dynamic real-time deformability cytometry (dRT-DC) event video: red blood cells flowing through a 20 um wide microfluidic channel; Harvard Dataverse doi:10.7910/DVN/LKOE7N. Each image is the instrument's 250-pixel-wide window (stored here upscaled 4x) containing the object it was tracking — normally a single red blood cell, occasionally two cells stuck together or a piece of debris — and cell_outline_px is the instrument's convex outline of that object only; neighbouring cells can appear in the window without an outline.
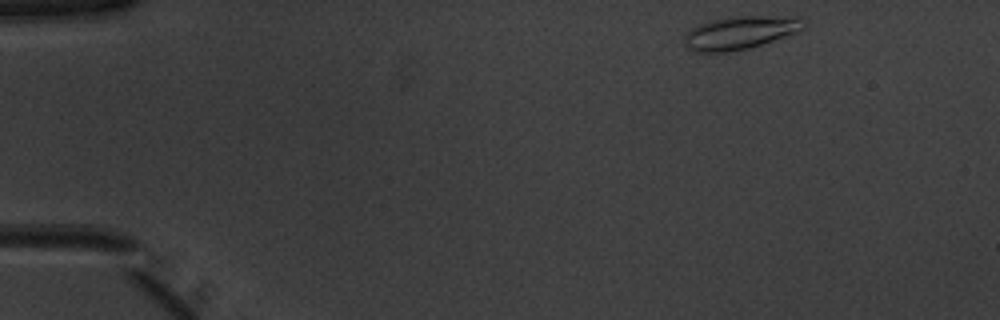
{"species": "common noctule bat (a hibernating species)", "species_latin": "Nyctalus noctula", "temperature_condition": "warm", "stored_images_in_passage": 45, "camera_frame_rate_fps": 3000, "um_per_image_px": 0.085, "animal": {"sex": "male", "body_mass_g": 20.1, "forearm_length_mm": 53.5}, "frame": {"image": 1, "passage_image": 1, "time_ms": 0.0, "image_size_px": [1000, 320], "cell_outline_px": [[808, 24], [804, 28], [796, 32], [748, 48], [728, 52], [696, 52], [688, 48], [684, 44], [684, 36], [692, 28], [700, 24], [712, 20], [736, 16], [796, 16], [804, 20]], "centroid_in_image_um": [62.93, 2.77], "position_along_channel_um": 22.1, "area_um2": 22.83}}
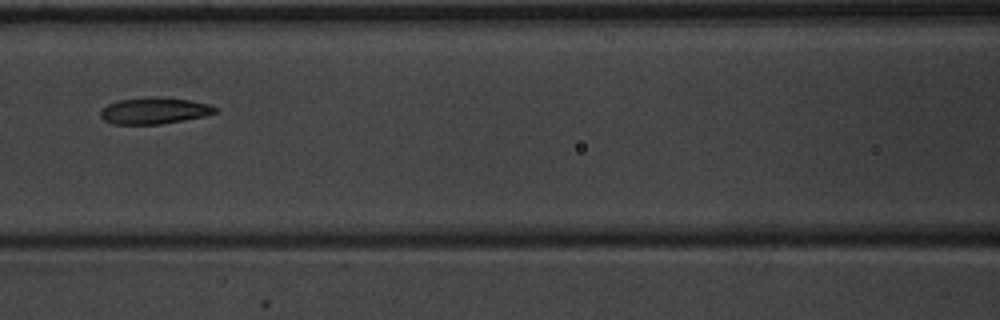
{"frame": {"image": 2, "passage_image": 18, "time_ms": 5.667, "image_size_px": [1000, 320], "cell_outline_px": [[220, 112], [204, 116], [184, 120], [160, 124], [112, 124], [104, 120], [100, 116], [100, 108], [108, 104], [120, 100], [148, 96], [160, 96], [192, 100], [208, 104], [220, 108]], "centroid_in_image_um": [13.15, 9.4], "position_along_channel_um": 153.5, "area_um2": 18.09}}
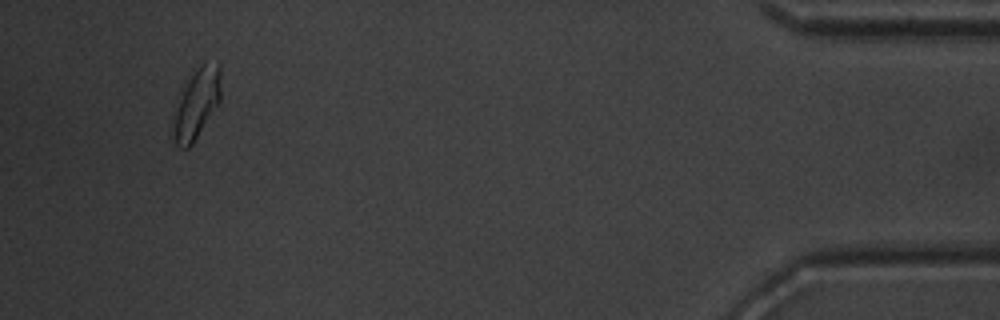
{"frame": {"image": 3, "passage_image": 43, "time_ms": 14.0, "image_size_px": [1000, 320], "cell_outline_px": [[220, 100], [192, 144], [188, 148], [180, 148], [176, 144], [176, 112], [184, 88], [200, 64], [220, 64]], "centroid_in_image_um": [16.78, 8.79], "position_along_channel_um": 418.4, "area_um2": 17.86}, "authors_computed_cell_mechanics": {"area_um2": 18.3804, "velocity_mm_per_s": 3.9719, "shape_relaxation_time_tau1_ms": 3.3271, "shape_relaxation_time_tau2_ms": 4.5034, "deformation_change_tau1": 0.1221, "deformation_change_tau2": 0.0994}}